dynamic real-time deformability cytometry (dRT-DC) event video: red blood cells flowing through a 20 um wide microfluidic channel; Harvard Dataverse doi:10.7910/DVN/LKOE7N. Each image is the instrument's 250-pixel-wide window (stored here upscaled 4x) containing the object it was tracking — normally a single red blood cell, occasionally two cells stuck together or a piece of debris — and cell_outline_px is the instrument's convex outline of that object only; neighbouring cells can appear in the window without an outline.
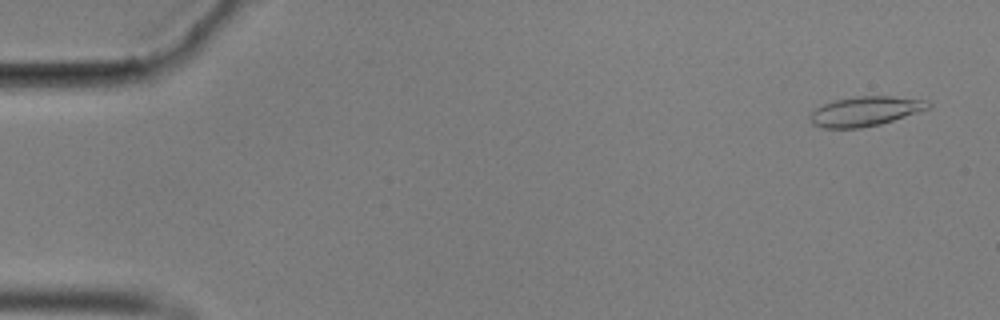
{"species": "common noctule bat (a hibernating species)", "species_latin": "Nyctalus noctula", "temperature_condition": "cold", "stored_images_in_passage": 16, "camera_frame_rate_fps": 3000, "um_per_image_px": 0.085, "animal": {"sex": "male", "body_mass_g": 17.9}, "frame": {"image": 1, "passage_image": 3, "time_ms": 0.667, "image_size_px": [1000, 320], "cell_outline_px": [[932, 108], [880, 124], [860, 128], [824, 128], [812, 124], [808, 116], [816, 108], [824, 104], [836, 100], [856, 96], [892, 96], [928, 100], [932, 104]], "centroid_in_image_um": [73.58, 9.45], "position_along_channel_um": 11.4, "area_um2": 20.46}}